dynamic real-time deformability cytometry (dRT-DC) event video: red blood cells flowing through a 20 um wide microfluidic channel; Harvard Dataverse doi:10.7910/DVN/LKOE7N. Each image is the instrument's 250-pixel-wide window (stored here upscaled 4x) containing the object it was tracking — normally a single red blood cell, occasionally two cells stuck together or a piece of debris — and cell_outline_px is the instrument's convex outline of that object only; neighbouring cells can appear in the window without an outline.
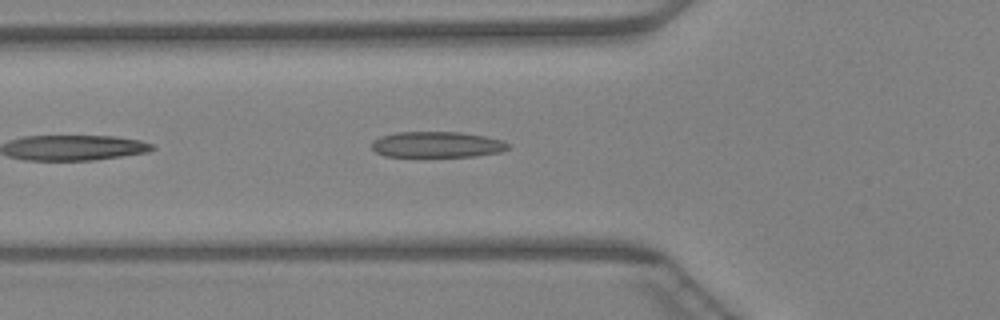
{"species": "Egyptian fruit bat (a non-hibernating species)", "species_latin": "Rousettus aegyptiacus", "temperature_condition": "warm", "stored_images_in_passage": 10, "camera_frame_rate_fps": 3000, "um_per_image_px": 0.085, "animal": {"sex": "female"}, "frame": {"image": 1, "passage_image": 4, "time_ms": 1.0, "image_size_px": [1000, 320], "cell_outline_px": [[508, 148], [500, 152], [476, 156], [384, 156], [376, 152], [372, 148], [372, 140], [380, 136], [396, 132], [460, 132], [484, 136], [504, 140], [508, 144]], "centroid_in_image_um": [37.13, 12.28], "position_along_channel_um": 88.7, "area_um2": 20.52}}
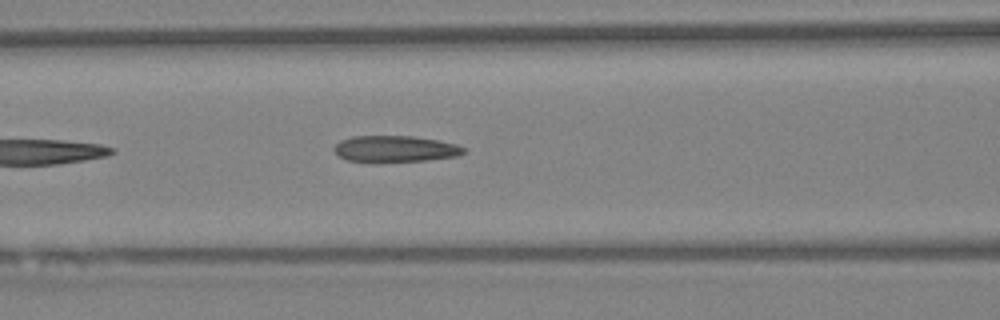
{"frame": {"image": 2, "passage_image": 7, "time_ms": 2.0, "image_size_px": [1000, 320], "cell_outline_px": [[468, 152], [460, 156], [424, 160], [380, 164], [368, 164], [348, 160], [340, 156], [332, 148], [340, 140], [352, 136], [412, 136], [440, 140], [456, 144], [468, 148]], "centroid_in_image_um": [33.61, 12.68], "position_along_channel_um": 133.0, "area_um2": 20.81}}